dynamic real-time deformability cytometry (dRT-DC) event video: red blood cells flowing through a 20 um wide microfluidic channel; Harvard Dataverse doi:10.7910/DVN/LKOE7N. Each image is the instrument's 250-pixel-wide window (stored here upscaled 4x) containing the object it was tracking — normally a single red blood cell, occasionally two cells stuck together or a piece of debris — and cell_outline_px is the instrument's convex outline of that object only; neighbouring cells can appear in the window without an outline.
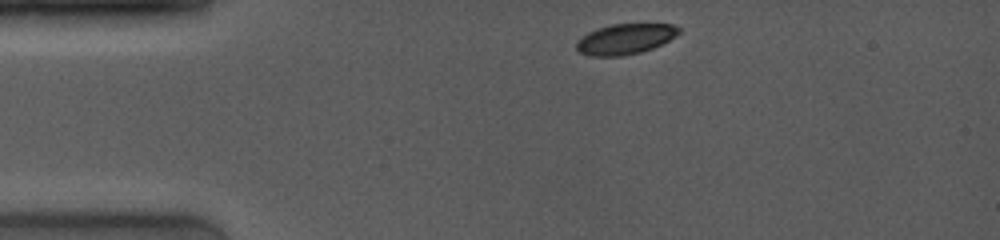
{"species": "common noctule bat (a hibernating species)", "species_latin": "Nyctalus noctula", "temperature_condition": "room temperature", "stored_images_in_passage": 4, "camera_frame_rate_fps": 4000, "um_per_image_px": 0.085, "animal": {"sex": "female", "body_mass_g": 19.0, "forearm_length_mm": 53.3}, "frame": {"image": 1, "passage_image": 1, "time_ms": 0.0, "image_size_px": [1000, 240], "cell_outline_px": [[680, 32], [676, 36], [652, 48], [640, 52], [624, 56], [588, 56], [580, 52], [576, 48], [576, 40], [588, 32], [596, 28], [612, 24], [672, 24], [680, 28]], "centroid_in_image_um": [53.1, 3.31], "position_along_channel_um": 31.9, "area_um2": 18.21}}